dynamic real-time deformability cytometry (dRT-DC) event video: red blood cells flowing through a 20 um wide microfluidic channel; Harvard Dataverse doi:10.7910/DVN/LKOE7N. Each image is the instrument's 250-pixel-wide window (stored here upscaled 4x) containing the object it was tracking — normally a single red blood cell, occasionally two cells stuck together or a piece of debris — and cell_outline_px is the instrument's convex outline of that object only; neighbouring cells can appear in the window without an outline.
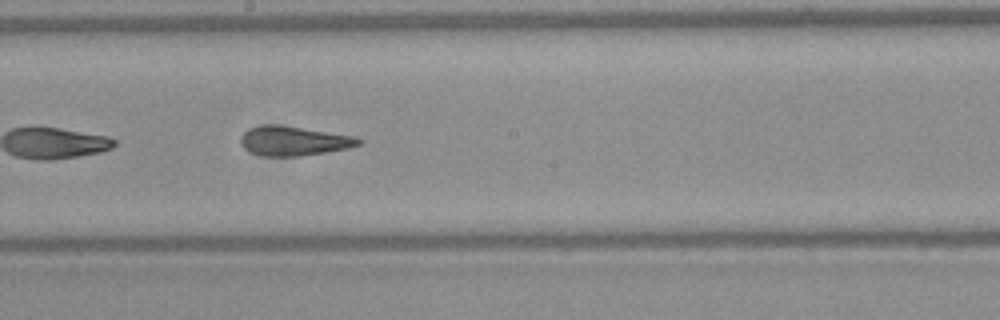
{"species": "Egyptian fruit bat (a non-hibernating species)", "species_latin": "Rousettus aegyptiacus", "temperature_condition": "warm", "stored_images_in_passage": 23, "camera_frame_rate_fps": 3000, "um_per_image_px": 0.085, "frame": {"image": 1, "passage_image": 14, "time_ms": 4.333, "image_size_px": [1000, 320], "cell_outline_px": [[364, 140], [360, 144], [348, 148], [300, 156], [264, 156], [252, 152], [244, 148], [240, 144], [240, 136], [248, 128], [264, 124], [280, 124], [356, 136]], "centroid_in_image_um": [24.96, 11.96], "position_along_channel_um": 223.2, "area_um2": 20.4}}
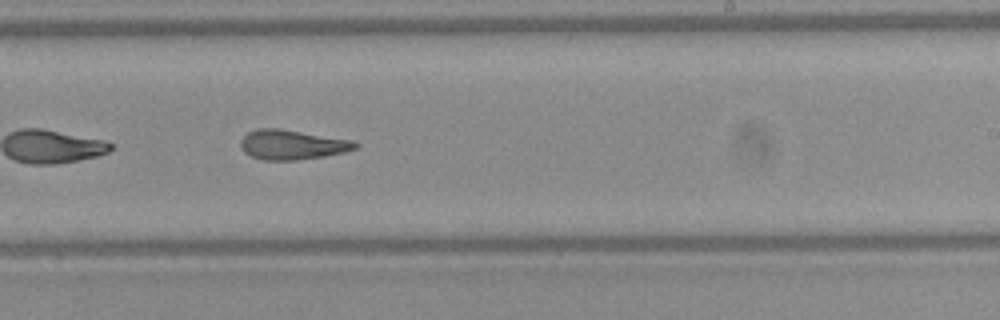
{"frame": {"image": 2, "passage_image": 17, "time_ms": 5.333, "image_size_px": [1000, 320], "cell_outline_px": [[360, 144], [356, 148], [344, 152], [324, 156], [296, 160], [264, 160], [252, 156], [244, 152], [240, 144], [240, 140], [248, 132], [256, 128], [280, 128], [352, 140]], "centroid_in_image_um": [24.82, 12.29], "position_along_channel_um": 264.2, "area_um2": 19.83}}